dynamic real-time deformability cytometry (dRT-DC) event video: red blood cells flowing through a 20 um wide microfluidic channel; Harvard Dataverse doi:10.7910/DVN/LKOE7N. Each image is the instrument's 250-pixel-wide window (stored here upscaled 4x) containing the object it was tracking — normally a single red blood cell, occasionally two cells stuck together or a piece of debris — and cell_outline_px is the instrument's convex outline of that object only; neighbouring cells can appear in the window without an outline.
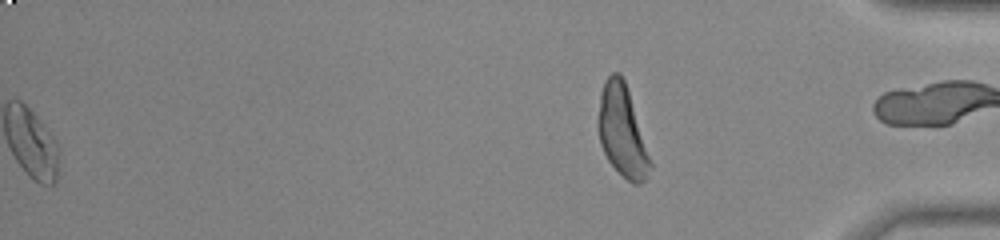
{"species": "common noctule bat (a hibernating species)", "species_latin": "Nyctalus noctula", "temperature_condition": "room temperature", "stored_images_in_passage": 49, "segment_of_instrument_passage": [2, 2], "camera_frame_rate_fps": 3000, "um_per_image_px": 0.085, "animal": {"sex": "male", "body_mass_g": 20.0, "forearm_length_mm": 53.3}, "frame": {"image": 1, "passage_image": 49, "time_ms": 16.0, "image_size_px": [1000, 240], "cell_outline_px": [[652, 168], [644, 180], [640, 184], [632, 184], [608, 160], [600, 144], [600, 92], [604, 80], [612, 72], [620, 72], [624, 80], [652, 164]], "centroid_in_image_um": [52.9, 11.16], "position_along_channel_um": 382.3, "area_um2": 26.65}}